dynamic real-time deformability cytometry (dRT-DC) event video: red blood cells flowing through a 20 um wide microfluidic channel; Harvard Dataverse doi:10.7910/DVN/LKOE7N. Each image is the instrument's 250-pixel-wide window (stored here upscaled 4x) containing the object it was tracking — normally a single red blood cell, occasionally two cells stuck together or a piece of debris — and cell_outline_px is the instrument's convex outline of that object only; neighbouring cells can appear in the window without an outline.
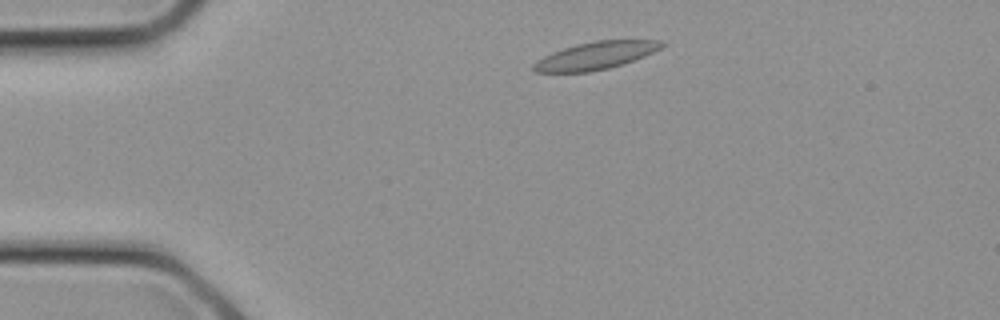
{"species": "common noctule bat (a hibernating species)", "species_latin": "Nyctalus noctula", "temperature_condition": "cold", "stored_images_in_passage": 8, "camera_frame_rate_fps": 3000, "um_per_image_px": 0.085, "animal": {"sex": "female", "body_mass_g": 21.9}, "frame": {"image": 1, "passage_image": 2, "time_ms": 0.333, "image_size_px": [1000, 320], "cell_outline_px": [[668, 44], [644, 56], [608, 68], [588, 72], [532, 72], [532, 64], [536, 60], [552, 52], [576, 44], [596, 40], [660, 40]], "centroid_in_image_um": [50.59, 4.72], "position_along_channel_um": 34.4, "area_um2": 20.46}}
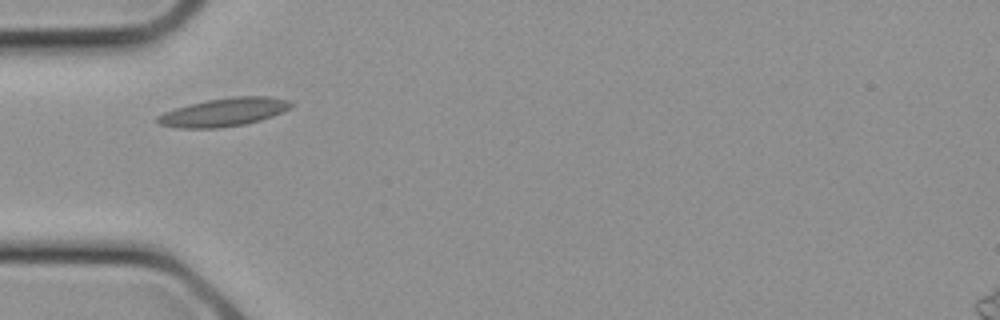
{"frame": {"image": 2, "passage_image": 5, "time_ms": 1.333, "image_size_px": [1000, 320], "cell_outline_px": [[292, 104], [288, 108], [272, 116], [260, 120], [244, 124], [220, 128], [176, 128], [160, 124], [156, 120], [156, 116], [164, 112], [176, 108], [208, 100], [232, 96], [268, 96], [292, 100]], "centroid_in_image_um": [19.02, 9.53], "position_along_channel_um": 66.0, "area_um2": 21.85}}
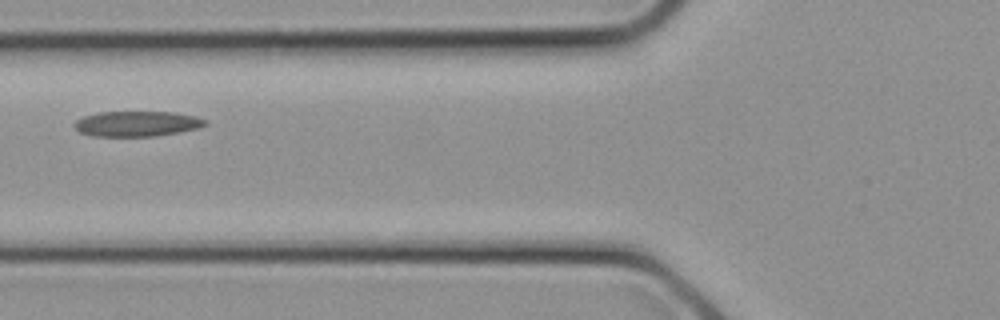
{"frame": {"image": 3, "passage_image": 7, "time_ms": 2.0, "image_size_px": [1000, 320], "cell_outline_px": [[208, 124], [200, 128], [152, 136], [92, 136], [80, 132], [72, 124], [76, 120], [84, 116], [100, 112], [172, 112], [196, 116], [208, 120]], "centroid_in_image_um": [11.65, 10.51], "position_along_channel_um": 114.1, "area_um2": 19.25}}